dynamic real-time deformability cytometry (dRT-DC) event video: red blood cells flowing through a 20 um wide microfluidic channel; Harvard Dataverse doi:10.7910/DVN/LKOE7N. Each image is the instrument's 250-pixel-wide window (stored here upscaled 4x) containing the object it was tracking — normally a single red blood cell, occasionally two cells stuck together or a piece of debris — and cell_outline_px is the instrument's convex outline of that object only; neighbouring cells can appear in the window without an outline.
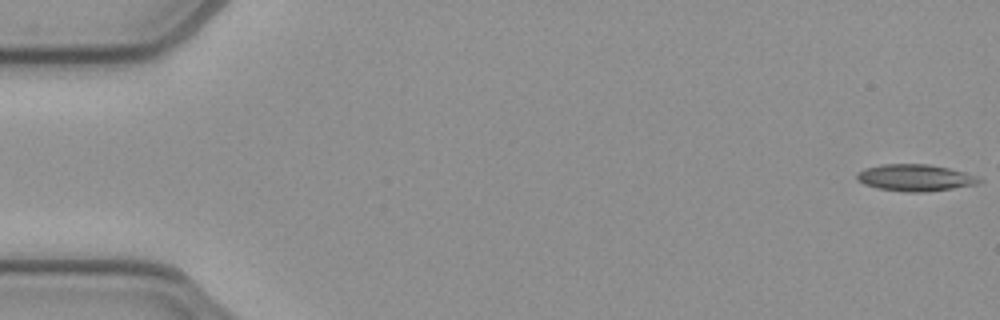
{"species": "common noctule bat (a hibernating species)", "species_latin": "Nyctalus noctula", "temperature_condition": "cold", "stored_images_in_passage": 43, "camera_frame_rate_fps": 3000, "um_per_image_px": 0.085, "animal": {"sex": "female", "body_mass_g": 21.9}, "frame": {"image": 1, "passage_image": 1, "time_ms": 0.0, "image_size_px": [1000, 320], "cell_outline_px": [[984, 180], [976, 184], [952, 188], [924, 192], [908, 192], [876, 188], [864, 184], [856, 180], [856, 172], [864, 168], [884, 164], [928, 164], [948, 168], [964, 172], [976, 176]], "centroid_in_image_um": [77.74, 15.1], "position_along_channel_um": 7.3, "area_um2": 19.02}}
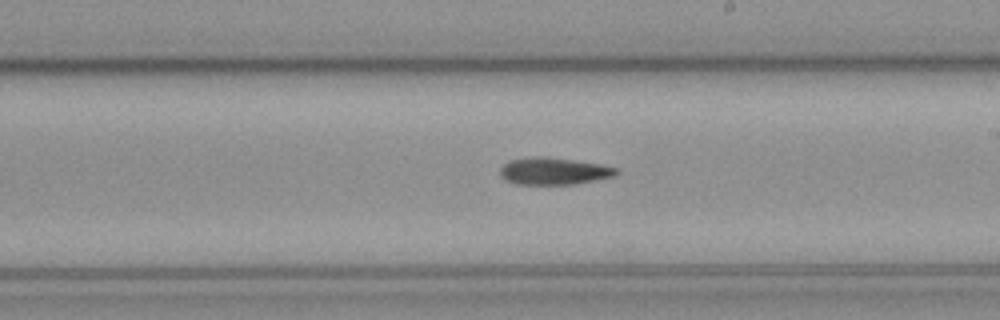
{"frame": {"image": 2, "passage_image": 30, "time_ms": 9.667, "image_size_px": [1000, 320], "cell_outline_px": [[620, 172], [616, 176], [576, 184], [516, 184], [504, 180], [500, 176], [500, 168], [504, 164], [512, 160], [536, 156], [544, 156], [600, 164], [620, 168]], "centroid_in_image_um": [47.11, 14.55], "position_along_channel_um": 241.9, "area_um2": 18.44}}
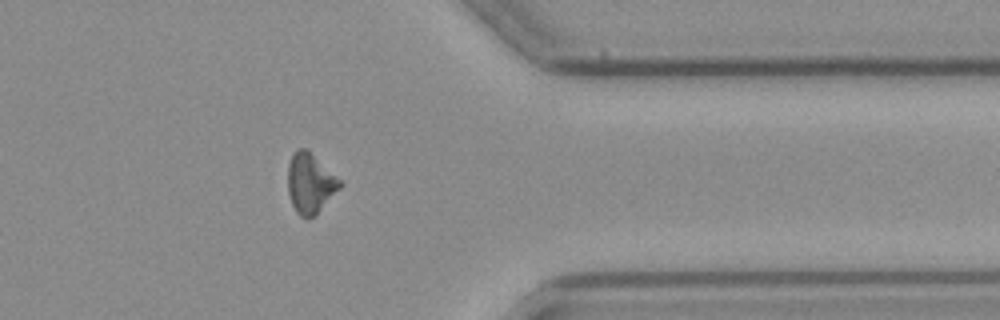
{"frame": {"image": 3, "passage_image": 42, "time_ms": 13.667, "image_size_px": [1000, 320], "cell_outline_px": [[344, 184], [316, 216], [308, 220], [300, 216], [296, 212], [292, 204], [288, 192], [288, 164], [292, 152], [300, 148], [304, 148], [340, 180]], "centroid_in_image_um": [26.36, 15.64], "position_along_channel_um": 385.0, "area_um2": 18.15}}